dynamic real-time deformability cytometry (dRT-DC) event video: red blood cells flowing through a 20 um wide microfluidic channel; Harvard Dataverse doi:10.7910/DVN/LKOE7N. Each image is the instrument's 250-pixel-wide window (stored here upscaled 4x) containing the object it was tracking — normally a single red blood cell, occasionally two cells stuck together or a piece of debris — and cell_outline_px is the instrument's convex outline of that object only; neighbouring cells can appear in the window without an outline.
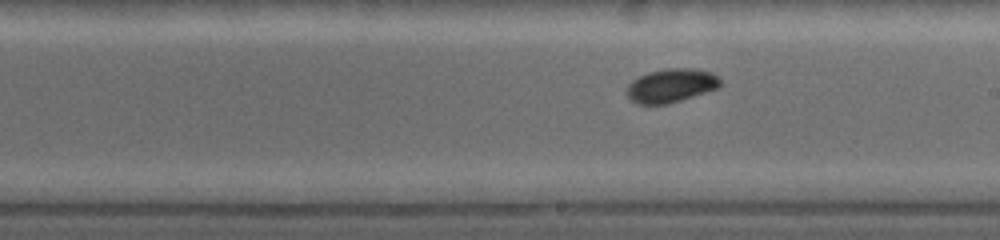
{"species": "common noctule bat (a hibernating species)", "species_latin": "Nyctalus noctula", "temperature_condition": "warm", "stored_images_in_passage": 13, "segment_of_instrument_passage": [2, 2], "camera_frame_rate_fps": 5000, "um_per_image_px": 0.085, "animal": {"sex": "female", "body_mass_g": 19.0, "forearm_length_mm": 53.3}, "frame": {"image": 1, "passage_image": 13, "time_ms": 5.6, "image_size_px": [1000, 240], "cell_outline_px": [[720, 88], [668, 104], [636, 104], [624, 92], [628, 84], [632, 80], [648, 72], [668, 68], [692, 68], [712, 72], [720, 80]], "centroid_in_image_um": [57.03, 7.27], "position_along_channel_um": 232.0, "area_um2": 18.5}}